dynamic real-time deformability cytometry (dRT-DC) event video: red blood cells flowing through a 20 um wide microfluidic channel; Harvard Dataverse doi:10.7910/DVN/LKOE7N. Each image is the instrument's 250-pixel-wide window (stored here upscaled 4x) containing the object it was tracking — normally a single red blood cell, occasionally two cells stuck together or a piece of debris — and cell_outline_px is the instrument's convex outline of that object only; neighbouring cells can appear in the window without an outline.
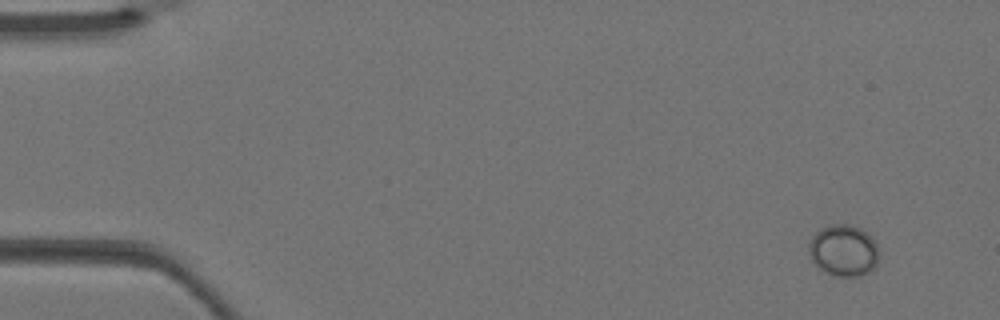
{"species": "Egyptian fruit bat (a non-hibernating species)", "species_latin": "Rousettus aegyptiacus", "temperature_condition": "warm", "stored_images_in_passage": 4, "camera_frame_rate_fps": 3000, "um_per_image_px": 0.085, "animal": {"sex": "female"}, "frame": {"image": 1, "passage_image": 1, "time_ms": 0.0, "image_size_px": [1000, 320], "cell_outline_px": [[876, 264], [872, 268], [856, 276], [840, 276], [828, 272], [820, 268], [812, 260], [808, 252], [808, 244], [812, 236], [820, 228], [832, 224], [844, 224], [860, 228], [876, 244]], "centroid_in_image_um": [71.63, 21.26], "position_along_channel_um": 13.4, "area_um2": 20.29}}
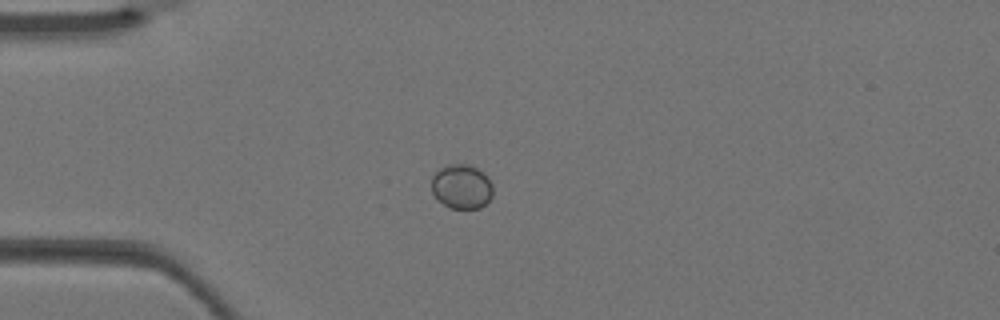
{"frame": {"image": 2, "passage_image": 3, "time_ms": 0.667, "image_size_px": [1000, 320], "cell_outline_px": [[492, 196], [480, 208], [452, 208], [436, 200], [432, 192], [432, 176], [440, 168], [448, 164], [468, 164], [484, 172], [492, 184]], "centroid_in_image_um": [39.22, 15.85], "position_along_channel_um": 45.8, "area_um2": 15.9}}
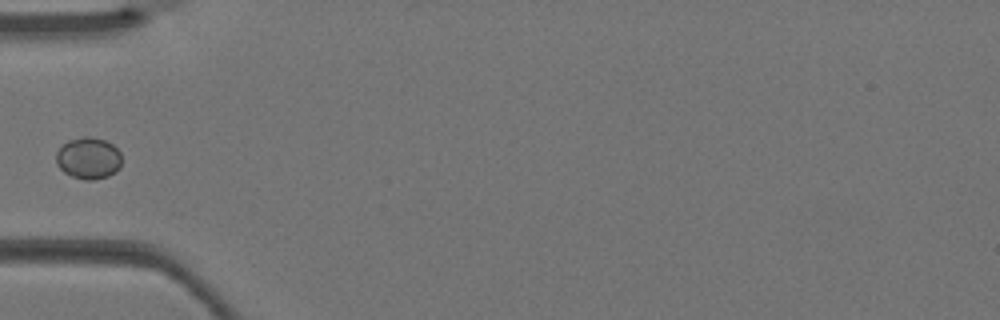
{"frame": {"image": 3, "passage_image": 4, "time_ms": 1.0, "image_size_px": [1000, 320], "cell_outline_px": [[120, 168], [116, 172], [108, 176], [92, 180], [84, 180], [72, 176], [64, 172], [56, 164], [56, 152], [68, 140], [84, 136], [88, 136], [104, 140], [112, 144], [120, 152]], "centroid_in_image_um": [7.51, 13.45], "position_along_channel_um": 77.5, "area_um2": 15.9}}